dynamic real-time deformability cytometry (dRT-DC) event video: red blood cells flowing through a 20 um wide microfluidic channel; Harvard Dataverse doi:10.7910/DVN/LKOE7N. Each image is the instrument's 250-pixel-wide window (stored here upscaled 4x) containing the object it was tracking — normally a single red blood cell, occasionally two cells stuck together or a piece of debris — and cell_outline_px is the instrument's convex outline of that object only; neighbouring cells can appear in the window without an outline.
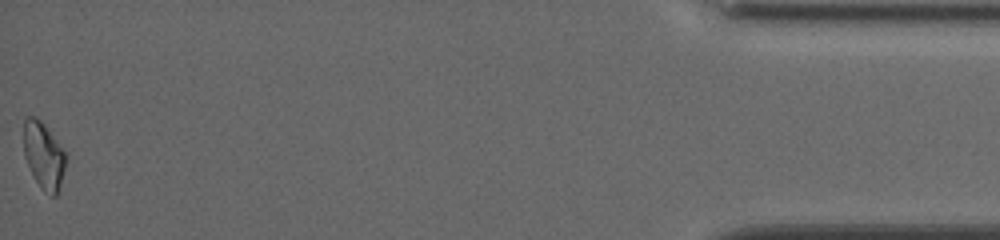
{"species": "common noctule bat (a hibernating species)", "species_latin": "Nyctalus noctula", "temperature_condition": "cold", "stored_images_in_passage": 58, "camera_frame_rate_fps": 3000, "um_per_image_px": 0.085, "animal": {"sex": "female", "body_mass_g": 19.5, "forearm_length_mm": 54.1}, "frame": {"image": 1, "passage_image": 58, "time_ms": 19.0, "image_size_px": [1000, 240], "cell_outline_px": [[68, 160], [56, 196], [52, 196], [44, 192], [40, 188], [24, 156], [24, 120], [28, 116], [36, 116], [44, 124], [68, 152]], "centroid_in_image_um": [3.76, 13.2], "position_along_channel_um": 431.4, "area_um2": 16.7}}